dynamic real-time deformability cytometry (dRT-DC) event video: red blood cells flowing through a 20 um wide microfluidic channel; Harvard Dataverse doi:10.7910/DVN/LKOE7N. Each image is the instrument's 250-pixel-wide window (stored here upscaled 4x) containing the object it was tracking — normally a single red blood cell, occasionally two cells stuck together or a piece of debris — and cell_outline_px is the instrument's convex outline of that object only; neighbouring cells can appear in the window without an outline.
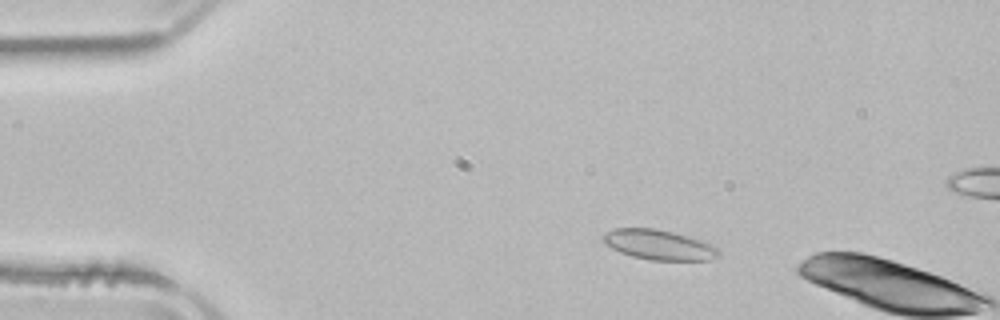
{"species": "common noctule bat (a hibernating species)", "species_latin": "Nyctalus noctula", "temperature_condition": "room temperature", "stored_images_in_passage": 3, "camera_frame_rate_fps": 3000, "um_per_image_px": 0.085, "animal": {"sex": "male", "body_mass_g": 21.5, "forearm_length_mm": 52.0}, "frame": {"image": 1, "passage_image": 2, "time_ms": 1.667, "image_size_px": [1000, 320], "cell_outline_px": [[720, 252], [716, 256], [708, 260], [648, 260], [632, 256], [620, 252], [612, 248], [604, 240], [604, 232], [616, 228], [656, 228], [672, 232], [700, 240], [712, 244]], "centroid_in_image_um": [55.99, 20.8], "position_along_channel_um": 29.0, "area_um2": 19.88}}